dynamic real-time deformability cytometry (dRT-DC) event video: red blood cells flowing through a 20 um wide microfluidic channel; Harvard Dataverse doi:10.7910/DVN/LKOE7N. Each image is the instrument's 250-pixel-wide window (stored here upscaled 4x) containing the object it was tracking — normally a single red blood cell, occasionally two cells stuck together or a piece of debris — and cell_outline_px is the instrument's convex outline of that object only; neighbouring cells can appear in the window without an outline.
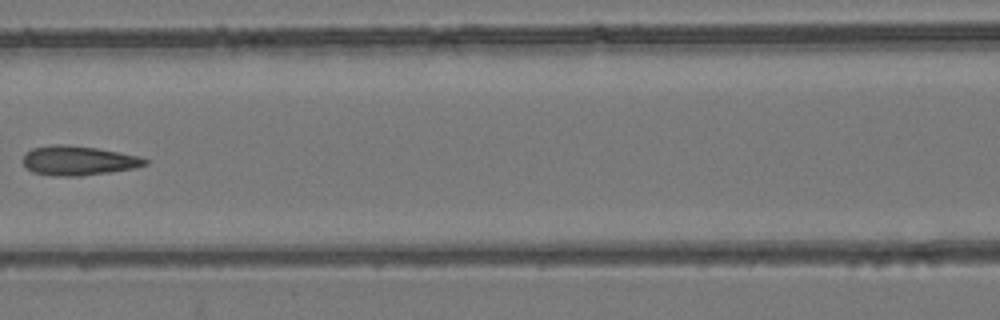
{"species": "common noctule bat (a hibernating species)", "species_latin": "Nyctalus noctula", "temperature_condition": "room temperature", "stored_images_in_passage": 8, "camera_frame_rate_fps": 3000, "um_per_image_px": 0.085, "animal": {"sex": "female", "body_mass_g": 24.6, "forearm_length_mm": 56.2}, "frame": {"image": 1, "passage_image": 7, "time_ms": 7.0, "image_size_px": [1000, 320], "cell_outline_px": [[148, 164], [136, 168], [80, 176], [56, 176], [32, 172], [24, 164], [24, 156], [32, 148], [52, 144], [64, 144], [96, 148], [120, 152], [140, 156], [148, 160]], "centroid_in_image_um": [6.69, 13.65], "position_along_channel_um": 159.9, "area_um2": 20.87}}
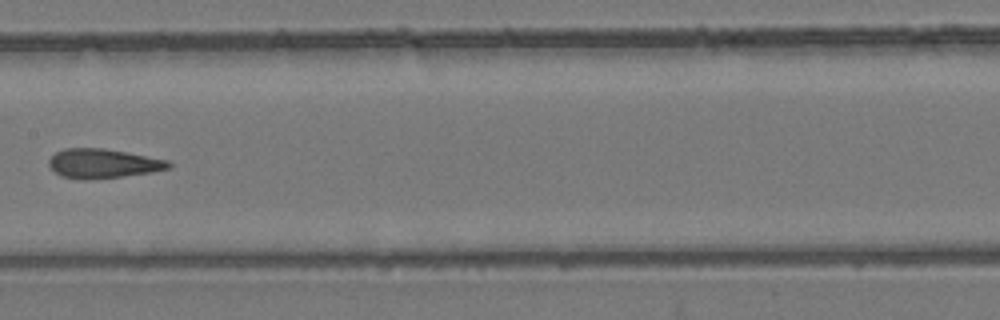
{"frame": {"image": 2, "passage_image": 8, "time_ms": 8.0, "image_size_px": [1000, 320], "cell_outline_px": [[172, 168], [152, 172], [120, 176], [84, 180], [60, 176], [48, 164], [48, 160], [56, 152], [64, 148], [104, 148], [168, 160], [172, 164]], "centroid_in_image_um": [8.76, 13.89], "position_along_channel_um": 198.6, "area_um2": 20.35}}